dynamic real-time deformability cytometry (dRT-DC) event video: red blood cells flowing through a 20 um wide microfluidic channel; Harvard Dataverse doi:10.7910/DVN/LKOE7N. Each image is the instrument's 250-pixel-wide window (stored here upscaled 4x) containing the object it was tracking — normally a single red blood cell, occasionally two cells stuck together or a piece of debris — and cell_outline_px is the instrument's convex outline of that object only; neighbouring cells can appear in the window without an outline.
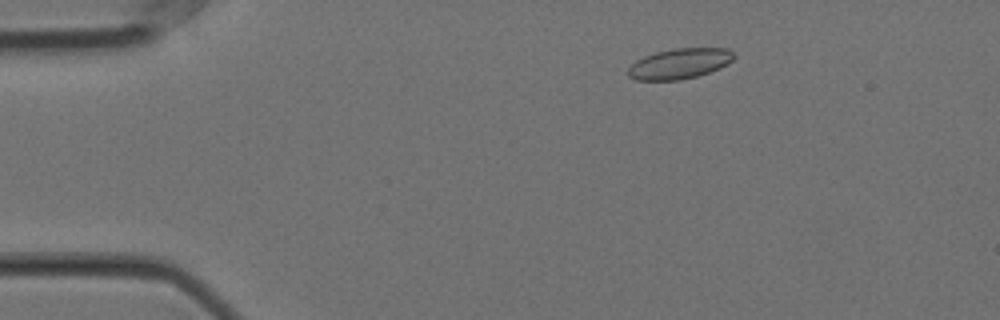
{"species": "Egyptian fruit bat (a non-hibernating species)", "species_latin": "Rousettus aegyptiacus", "temperature_condition": "cold", "stored_images_in_passage": 56, "camera_frame_rate_fps": 3000, "um_per_image_px": 0.085, "animal": {"sex": "female"}, "frame": {"image": 1, "passage_image": 8, "time_ms": 2.333, "image_size_px": [1000, 320], "cell_outline_px": [[736, 56], [728, 64], [720, 68], [696, 76], [680, 80], [636, 80], [628, 76], [628, 68], [636, 60], [644, 56], [656, 52], [676, 48], [728, 48]], "centroid_in_image_um": [57.76, 5.41], "position_along_channel_um": 27.2, "area_um2": 18.73}}
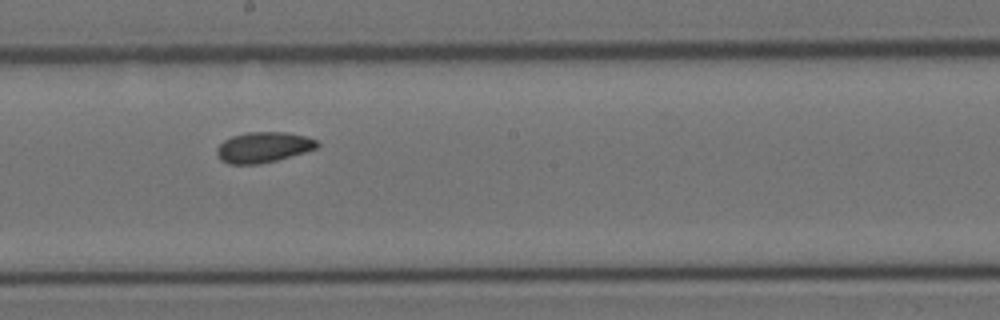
{"frame": {"image": 2, "passage_image": 30, "time_ms": 9.667, "image_size_px": [1000, 320], "cell_outline_px": [[320, 144], [316, 148], [304, 152], [276, 160], [260, 164], [228, 164], [220, 160], [216, 152], [216, 148], [224, 140], [232, 136], [248, 132], [284, 132], [304, 136], [316, 140]], "centroid_in_image_um": [22.34, 12.52], "position_along_channel_um": 225.9, "area_um2": 17.74}}
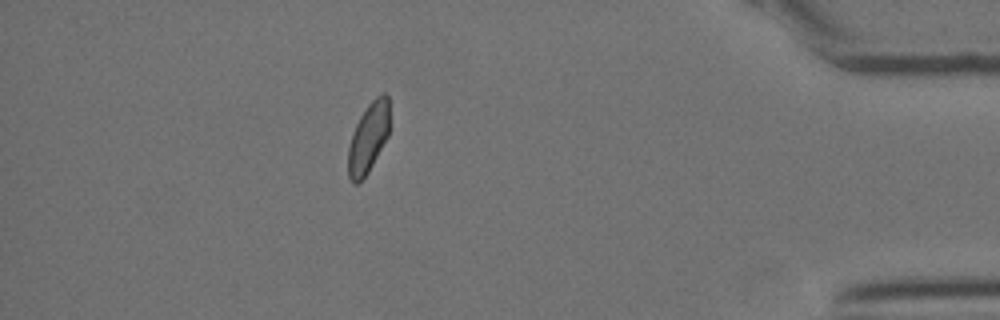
{"frame": {"image": 3, "passage_image": 49, "time_ms": 16.0, "image_size_px": [1000, 320], "cell_outline_px": [[388, 136], [368, 172], [356, 184], [352, 184], [348, 176], [348, 148], [352, 132], [360, 116], [368, 104], [380, 92], [384, 92], [388, 96]], "centroid_in_image_um": [31.29, 11.7], "position_along_channel_um": 403.9, "area_um2": 16.76}, "authors_computed_cell_mechanics": {"area_um2": 17.9758, "velocity_mm_per_s": 3.5398, "shape_relaxation_time_tau1_ms": 6.2096, "shape_relaxation_time_tau2_ms": 2.9956, "deformation_change_tau1": 0.0728, "deformation_change_tau2": 0.0553}}